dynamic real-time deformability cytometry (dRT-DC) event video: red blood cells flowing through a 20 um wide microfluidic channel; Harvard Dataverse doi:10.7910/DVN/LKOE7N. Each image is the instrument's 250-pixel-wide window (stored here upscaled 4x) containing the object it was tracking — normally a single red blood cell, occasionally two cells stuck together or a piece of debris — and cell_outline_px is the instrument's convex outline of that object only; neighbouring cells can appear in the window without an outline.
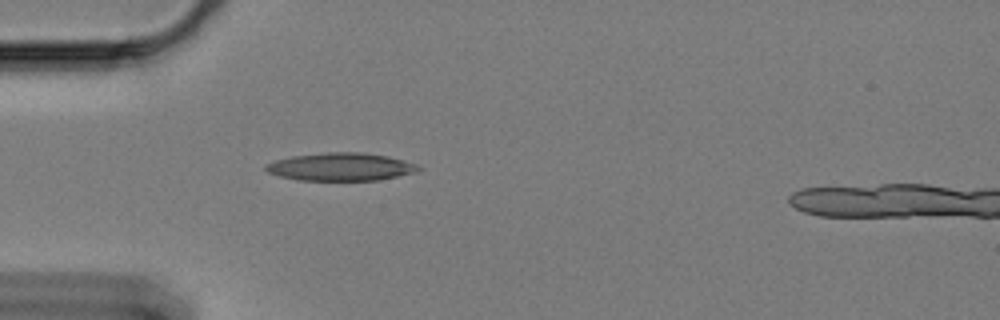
{"species": "Egyptian fruit bat (a non-hibernating species)", "species_latin": "Rousettus aegyptiacus", "temperature_condition": "cold", "stored_images_in_passage": 43, "camera_frame_rate_fps": 3000, "um_per_image_px": 0.085, "animal": {"sex": "female"}, "frame": {"image": 1, "passage_image": 1, "time_ms": 0.0, "image_size_px": [1000, 320], "cell_outline_px": [[424, 168], [416, 172], [380, 180], [296, 180], [280, 176], [268, 172], [264, 168], [264, 164], [276, 160], [292, 156], [328, 152], [360, 152], [388, 156], [404, 160], [416, 164]], "centroid_in_image_um": [28.98, 14.18], "position_along_channel_um": 56.0, "area_um2": 24.85}}
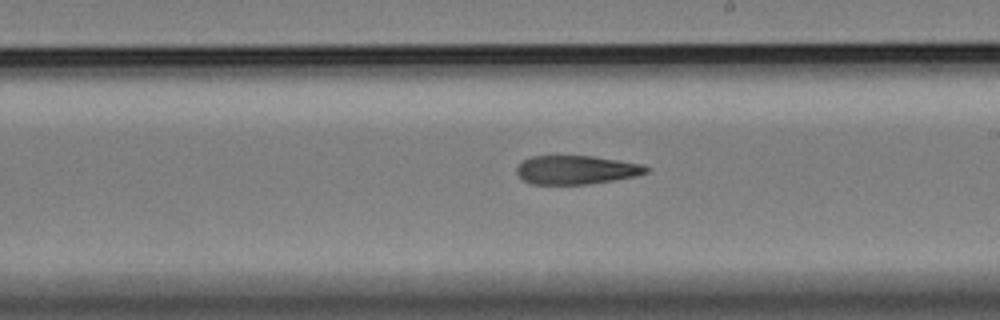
{"frame": {"image": 2, "passage_image": 18, "time_ms": 5.667, "image_size_px": [1000, 320], "cell_outline_px": [[652, 168], [648, 172], [636, 176], [588, 184], [532, 184], [524, 180], [516, 172], [516, 168], [524, 160], [532, 156], [592, 156], [644, 164]], "centroid_in_image_um": [49.03, 14.43], "position_along_channel_um": 240.0, "area_um2": 21.62}}
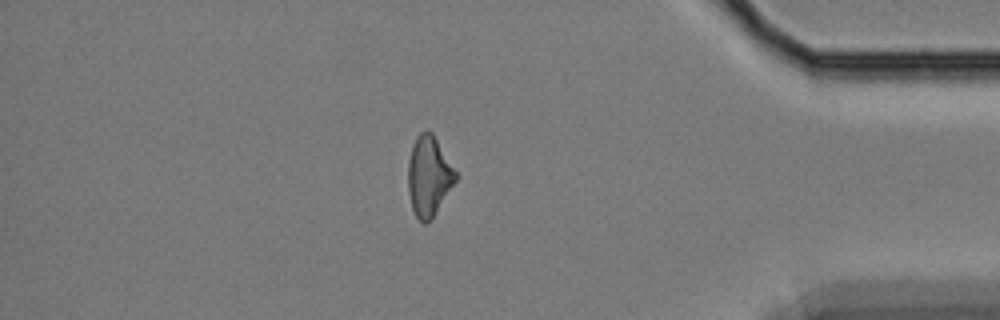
{"frame": {"image": 3, "passage_image": 35, "time_ms": 11.333, "image_size_px": [1000, 320], "cell_outline_px": [[460, 176], [436, 212], [424, 224], [416, 216], [412, 208], [408, 192], [408, 160], [412, 144], [416, 136], [420, 132], [428, 128], [432, 132]], "centroid_in_image_um": [36.46, 14.91], "position_along_channel_um": 398.7, "area_um2": 22.43}}